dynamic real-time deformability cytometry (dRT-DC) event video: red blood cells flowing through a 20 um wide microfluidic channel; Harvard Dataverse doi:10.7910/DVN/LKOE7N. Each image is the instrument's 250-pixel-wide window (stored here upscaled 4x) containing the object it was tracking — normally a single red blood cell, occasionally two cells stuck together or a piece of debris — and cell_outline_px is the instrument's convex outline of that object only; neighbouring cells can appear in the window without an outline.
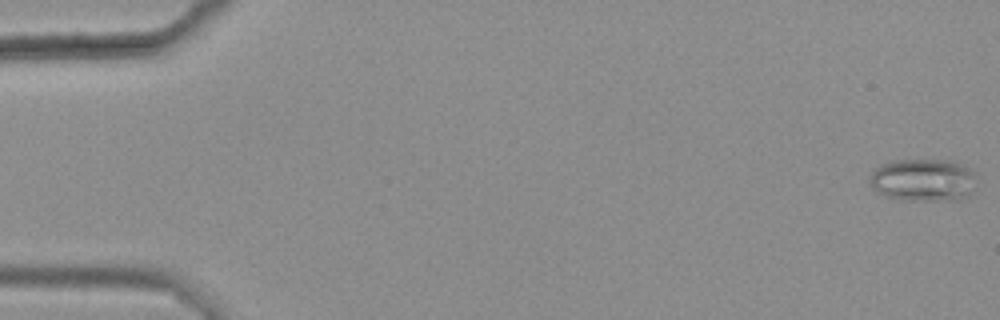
{"species": "common noctule bat (a hibernating species)", "species_latin": "Nyctalus noctula", "temperature_condition": "warm", "stored_images_in_passage": 5, "camera_frame_rate_fps": 3000, "um_per_image_px": 0.085, "animal": {"sex": "female", "body_mass_g": 25.1}, "frame": {"image": 1, "passage_image": 1, "time_ms": 0.0, "image_size_px": [1000, 320], "cell_outline_px": [[972, 176], [968, 196], [960, 200], [900, 200], [876, 192], [872, 188], [868, 180], [872, 172], [876, 168], [888, 160], [952, 160], [968, 168], [972, 172]], "centroid_in_image_um": [78.37, 15.3], "position_along_channel_um": 6.6, "area_um2": 26.24}}